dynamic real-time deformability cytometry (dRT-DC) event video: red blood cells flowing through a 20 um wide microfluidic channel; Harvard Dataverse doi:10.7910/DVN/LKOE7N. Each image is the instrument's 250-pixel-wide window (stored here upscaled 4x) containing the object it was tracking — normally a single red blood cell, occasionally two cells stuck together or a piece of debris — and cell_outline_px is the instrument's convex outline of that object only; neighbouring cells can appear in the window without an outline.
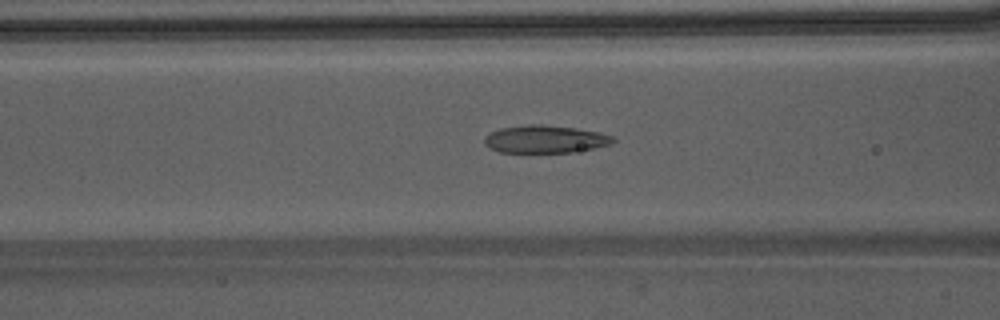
{"species": "Egyptian fruit bat (a non-hibernating species)", "species_latin": "Rousettus aegyptiacus", "temperature_condition": "warm", "stored_images_in_passage": 50, "camera_frame_rate_fps": 3000, "um_per_image_px": 0.085, "animal": {"sex": "male"}, "frame": {"image": 1, "passage_image": 22, "time_ms": 7.0, "image_size_px": [1000, 320], "cell_outline_px": [[616, 140], [608, 144], [592, 148], [572, 152], [500, 152], [484, 144], [484, 136], [500, 128], [528, 124], [544, 124], [576, 128], [600, 132], [612, 136]], "centroid_in_image_um": [46.32, 11.81], "position_along_channel_um": 120.3, "area_um2": 20.58}}
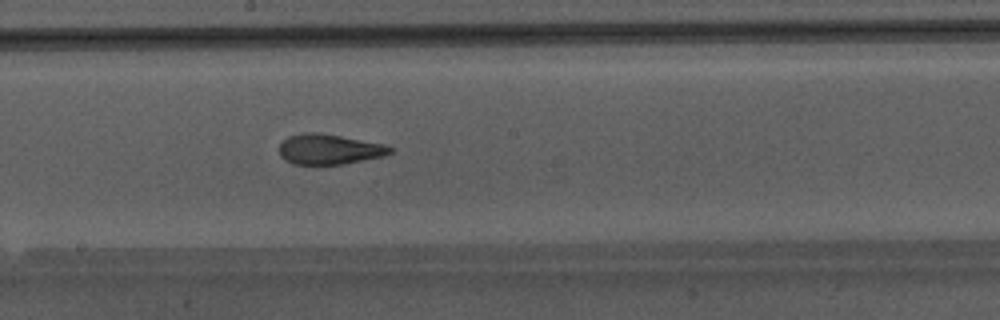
{"frame": {"image": 2, "passage_image": 29, "time_ms": 9.333, "image_size_px": [1000, 320], "cell_outline_px": [[392, 152], [384, 156], [344, 164], [292, 164], [284, 160], [280, 156], [280, 144], [288, 136], [308, 132], [312, 132], [340, 136], [384, 144], [392, 148]], "centroid_in_image_um": [27.97, 12.7], "position_along_channel_um": 220.2, "area_um2": 19.36}}
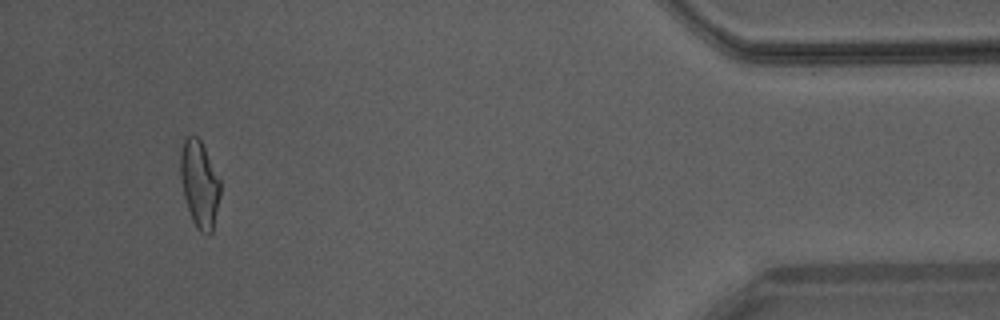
{"frame": {"image": 3, "passage_image": 47, "time_ms": 15.333, "image_size_px": [1000, 320], "cell_outline_px": [[220, 196], [212, 232], [200, 232], [196, 228], [192, 220], [184, 196], [180, 176], [180, 152], [184, 140], [188, 136], [196, 136], [200, 140], [220, 180]], "centroid_in_image_um": [16.95, 15.65], "position_along_channel_um": 418.3, "area_um2": 19.83}, "authors_computed_cell_mechanics": {"area_um2": 20.9236, "velocity_mm_per_s": 4.2864, "shape_relaxation_time_tau1_ms": 6.9441, "shape_relaxation_time_tau2_ms": 1.1171, "deformation_change_tau1": 0.2162, "deformation_change_tau2": 0.0732}}